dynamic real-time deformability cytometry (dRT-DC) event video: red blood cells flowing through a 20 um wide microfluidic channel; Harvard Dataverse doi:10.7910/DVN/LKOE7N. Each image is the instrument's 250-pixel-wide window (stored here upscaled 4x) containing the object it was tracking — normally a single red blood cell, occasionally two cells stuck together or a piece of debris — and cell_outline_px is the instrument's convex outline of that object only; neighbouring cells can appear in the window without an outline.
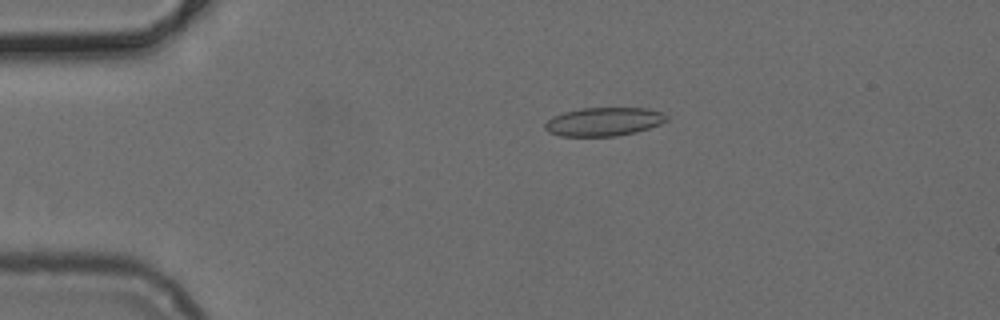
{"species": "common noctule bat (a hibernating species)", "species_latin": "Nyctalus noctula", "temperature_condition": "cold", "stored_images_in_passage": 17, "camera_frame_rate_fps": 3000, "um_per_image_px": 0.085, "animal": {"sex": "female", "body_mass_g": 24.6, "forearm_length_mm": 56.2}, "frame": {"image": 1, "passage_image": 11, "time_ms": 3.333, "image_size_px": [1000, 320], "cell_outline_px": [[668, 120], [660, 124], [636, 132], [616, 136], [560, 136], [548, 132], [544, 128], [544, 124], [552, 116], [564, 112], [580, 108], [648, 108], [664, 112], [668, 116]], "centroid_in_image_um": [51.33, 10.34], "position_along_channel_um": 33.7, "area_um2": 20.4}}